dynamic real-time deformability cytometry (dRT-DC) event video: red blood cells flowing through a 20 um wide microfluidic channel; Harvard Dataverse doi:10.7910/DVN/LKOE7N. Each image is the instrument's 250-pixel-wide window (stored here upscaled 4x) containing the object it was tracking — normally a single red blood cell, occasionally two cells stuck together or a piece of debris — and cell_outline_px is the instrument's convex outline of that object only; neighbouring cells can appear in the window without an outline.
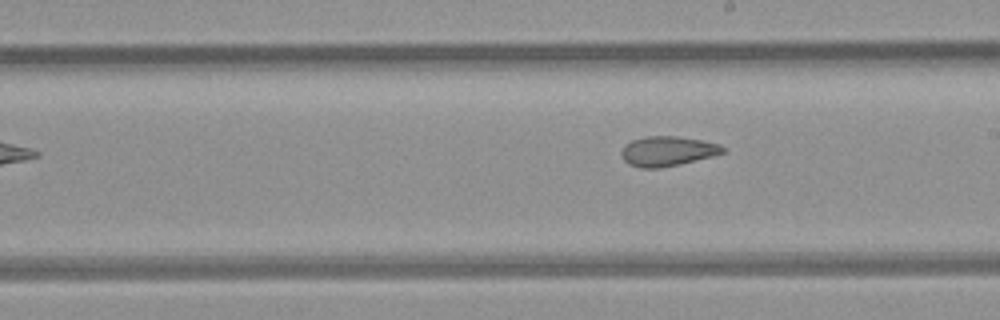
{"species": "common noctule bat (a hibernating species)", "species_latin": "Nyctalus noctula", "temperature_condition": "room temperature", "stored_images_in_passage": 7, "segment_of_instrument_passage": [2, 2], "camera_frame_rate_fps": 3000, "um_per_image_px": 0.085, "animal": {"sex": "female", "body_mass_g": 21.9}, "frame": {"image": 1, "passage_image": 7, "time_ms": 2.0, "image_size_px": [1000, 320], "cell_outline_px": [[724, 152], [712, 156], [680, 164], [660, 168], [640, 168], [628, 164], [620, 156], [620, 152], [624, 144], [632, 140], [644, 136], [676, 136], [700, 140], [720, 144], [724, 148]], "centroid_in_image_um": [56.67, 12.85], "position_along_channel_um": 232.3, "area_um2": 17.69}}